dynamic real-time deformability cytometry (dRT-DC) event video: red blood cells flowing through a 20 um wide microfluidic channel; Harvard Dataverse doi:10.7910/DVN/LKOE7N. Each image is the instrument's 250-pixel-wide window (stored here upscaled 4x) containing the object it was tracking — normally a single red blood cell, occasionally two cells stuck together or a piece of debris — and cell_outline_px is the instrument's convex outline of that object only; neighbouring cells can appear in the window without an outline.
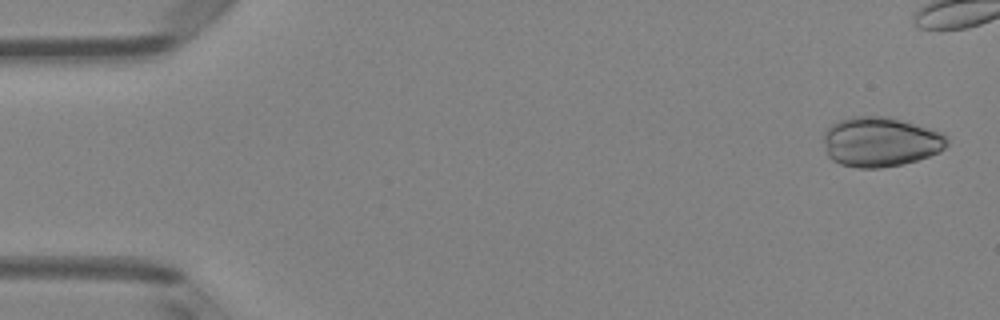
{"species": "Egyptian fruit bat (a non-hibernating species)", "species_latin": "Rousettus aegyptiacus", "temperature_condition": "room temperature", "stored_images_in_passage": 6, "camera_frame_rate_fps": 3000, "um_per_image_px": 0.085, "animal": {"sex": "female"}, "frame": {"image": 1, "passage_image": 1, "time_ms": 0.0, "image_size_px": [1000, 320], "cell_outline_px": [[948, 144], [940, 152], [916, 160], [900, 164], [880, 168], [856, 168], [840, 164], [832, 160], [828, 156], [824, 144], [824, 132], [832, 124], [840, 120], [852, 116], [884, 116], [900, 120], [944, 132], [948, 136]], "centroid_in_image_um": [74.84, 12.06], "position_along_channel_um": 10.2, "area_um2": 35.84}}
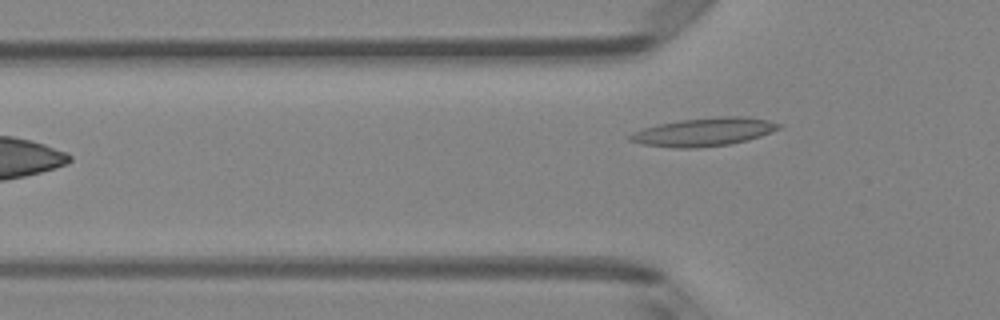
{"frame": {"image": 2, "passage_image": 6, "time_ms": 6.0, "image_size_px": [1000, 320], "cell_outline_px": [[784, 124], [780, 128], [760, 136], [748, 140], [728, 144], [696, 148], [676, 148], [640, 144], [628, 140], [628, 136], [632, 132], [644, 128], [660, 124], [680, 120], [720, 116], [744, 116], [768, 120]], "centroid_in_image_um": [59.83, 11.21], "position_along_channel_um": 66.0, "area_um2": 24.51}}